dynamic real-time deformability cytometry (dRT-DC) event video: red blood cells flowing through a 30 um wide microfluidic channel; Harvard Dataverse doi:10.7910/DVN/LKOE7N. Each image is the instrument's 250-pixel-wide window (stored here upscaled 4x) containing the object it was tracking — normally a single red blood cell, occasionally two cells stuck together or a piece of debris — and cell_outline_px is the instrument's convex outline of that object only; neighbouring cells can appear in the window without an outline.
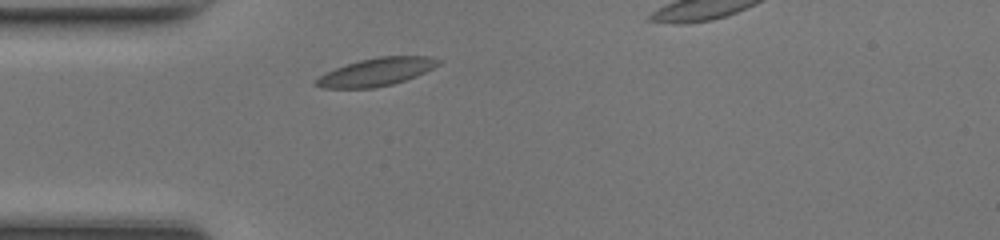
{"species": "common noctule bat (a hibernating species)", "species_latin": "Nyctalus noctula", "temperature_condition": "room temperature", "stored_images_in_passage": 30, "camera_frame_rate_fps": 3000, "um_per_image_px": 0.085, "animal": {"sex": "female", "body_mass_g": 17.0, "forearm_length_mm": 48.0}, "frame": {"image": 1, "passage_image": 1, "time_ms": 0.0, "image_size_px": [1000, 240], "cell_outline_px": [[440, 64], [416, 76], [392, 84], [372, 88], [324, 88], [312, 84], [312, 80], [336, 68], [360, 60], [380, 56], [428, 56], [440, 60]], "centroid_in_image_um": [31.96, 6.12], "position_along_channel_um": 53.0, "area_um2": 19.65}}
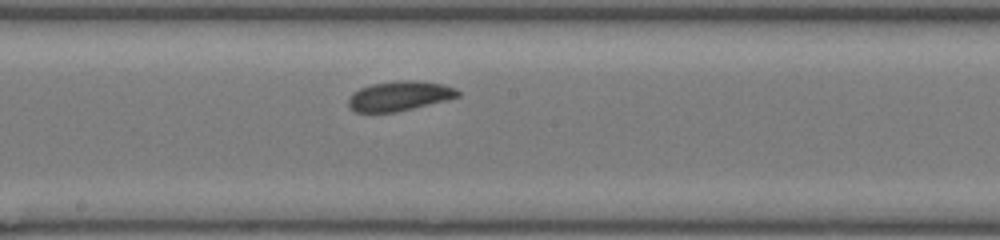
{"frame": {"image": 2, "passage_image": 13, "time_ms": 4.0, "image_size_px": [1000, 240], "cell_outline_px": [[460, 96], [396, 112], [356, 112], [348, 108], [348, 100], [352, 92], [360, 88], [372, 84], [400, 80], [412, 80], [440, 84], [456, 88], [460, 92]], "centroid_in_image_um": [33.9, 8.16], "position_along_channel_um": 214.3, "area_um2": 18.73}}
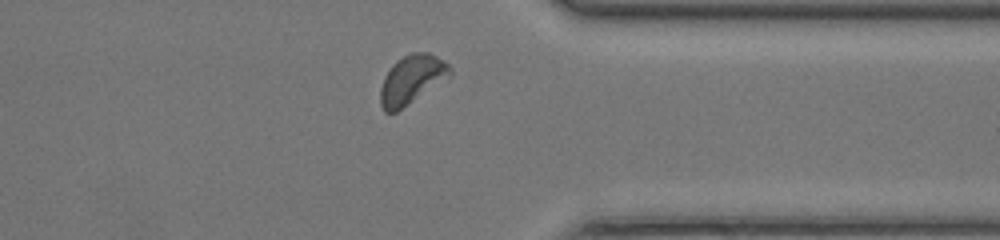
{"frame": {"image": 3, "passage_image": 25, "time_ms": 8.0, "image_size_px": [1000, 240], "cell_outline_px": [[452, 76], [396, 112], [384, 112], [380, 104], [380, 88], [384, 76], [392, 64], [396, 60], [412, 52], [428, 52], [444, 60], [452, 68]], "centroid_in_image_um": [35.01, 6.75], "position_along_channel_um": 376.4, "area_um2": 20.0}}